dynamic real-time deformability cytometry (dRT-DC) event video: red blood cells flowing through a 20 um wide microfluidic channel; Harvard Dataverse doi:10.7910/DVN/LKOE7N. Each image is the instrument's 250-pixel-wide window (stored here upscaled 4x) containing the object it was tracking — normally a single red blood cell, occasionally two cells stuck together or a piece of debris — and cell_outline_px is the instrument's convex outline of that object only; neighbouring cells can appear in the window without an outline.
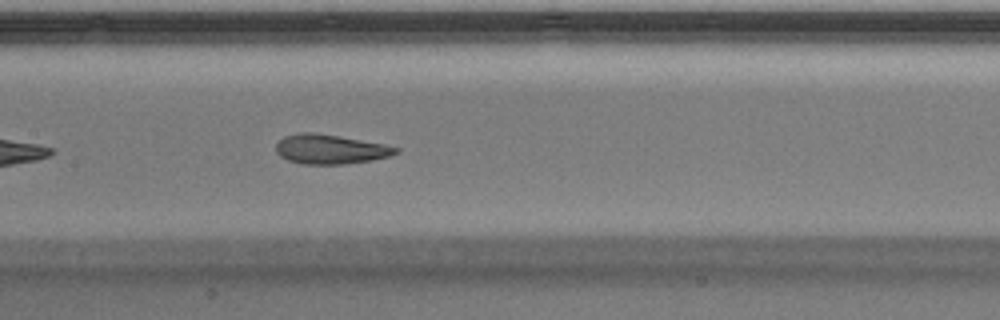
{"species": "Egyptian fruit bat (a non-hibernating species)", "species_latin": "Rousettus aegyptiacus", "temperature_condition": "warm", "stored_images_in_passage": 35, "camera_frame_rate_fps": 3000, "um_per_image_px": 0.085, "animal": {"sex": "male"}, "frame": {"image": 1, "passage_image": 11, "time_ms": 3.333, "image_size_px": [1000, 320], "cell_outline_px": [[400, 152], [388, 156], [372, 160], [344, 164], [304, 164], [288, 160], [280, 156], [276, 152], [276, 144], [284, 136], [300, 132], [312, 132], [340, 136], [384, 144], [400, 148]], "centroid_in_image_um": [28.07, 12.68], "position_along_channel_um": 179.3, "area_um2": 20.58}, "authors_computed_cell_mechanics": {"area_um2": 21.386, "velocity_mm_per_s": 3.9855, "shape_relaxation_time_tau1_ms": 7.7634, "shape_relaxation_time_tau2_ms": 1.6502, "deformation_change_tau1": 0.2448, "deformation_change_tau2": 0.0848}}